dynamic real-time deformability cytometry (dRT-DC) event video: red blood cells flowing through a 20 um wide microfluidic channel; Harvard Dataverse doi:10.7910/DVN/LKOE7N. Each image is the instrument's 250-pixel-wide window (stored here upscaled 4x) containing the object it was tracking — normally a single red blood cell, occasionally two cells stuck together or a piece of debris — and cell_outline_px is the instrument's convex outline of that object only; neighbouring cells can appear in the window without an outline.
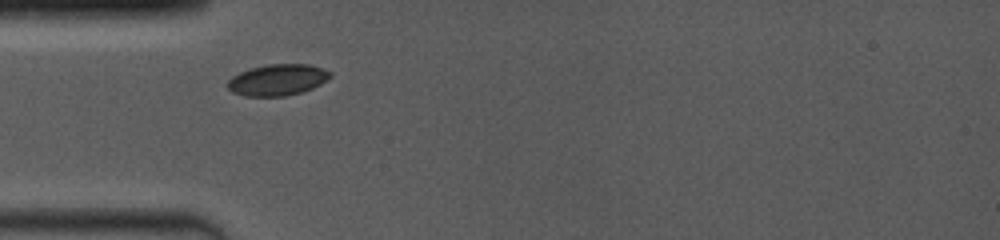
{"species": "common noctule bat (a hibernating species)", "species_latin": "Nyctalus noctula", "temperature_condition": "room temperature", "stored_images_in_passage": 3, "camera_frame_rate_fps": 4000, "um_per_image_px": 0.085, "animal": {"sex": "female", "body_mass_g": 19.0, "forearm_length_mm": 53.3}, "frame": {"image": 1, "passage_image": 1, "time_ms": 0.0, "image_size_px": [1000, 240], "cell_outline_px": [[332, 76], [320, 84], [312, 88], [300, 92], [284, 96], [244, 96], [232, 92], [228, 88], [228, 80], [232, 76], [240, 72], [252, 68], [268, 64], [308, 64], [332, 72]], "centroid_in_image_um": [23.58, 6.79], "position_along_channel_um": 61.4, "area_um2": 18.55}}
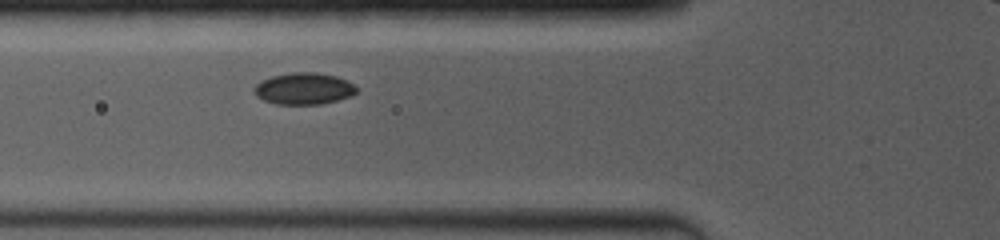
{"frame": {"image": 2, "passage_image": 3, "time_ms": 1.0, "image_size_px": [1000, 240], "cell_outline_px": [[356, 92], [352, 96], [320, 104], [276, 104], [264, 100], [256, 96], [252, 88], [256, 84], [272, 76], [292, 72], [316, 72], [336, 76], [352, 84], [356, 88]], "centroid_in_image_um": [25.79, 7.53], "position_along_channel_um": 100.0, "area_um2": 18.73}}